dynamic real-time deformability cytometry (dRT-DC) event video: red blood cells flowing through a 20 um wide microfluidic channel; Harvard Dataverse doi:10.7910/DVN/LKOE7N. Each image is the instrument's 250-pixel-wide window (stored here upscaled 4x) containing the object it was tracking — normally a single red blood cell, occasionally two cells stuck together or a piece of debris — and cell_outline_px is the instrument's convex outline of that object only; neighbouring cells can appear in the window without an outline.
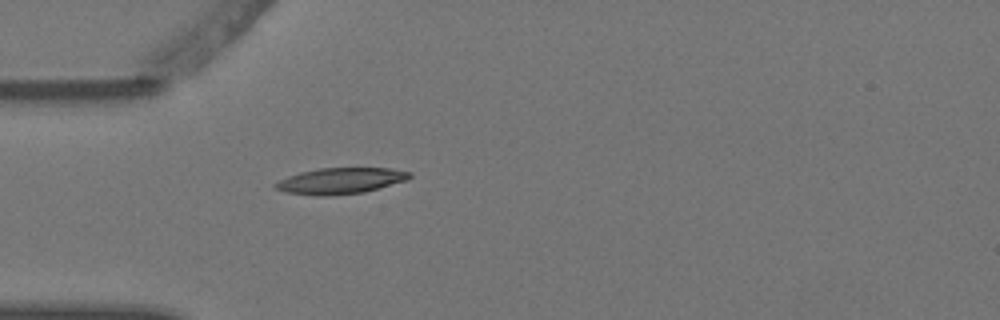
{"species": "Egyptian fruit bat (a non-hibernating species)", "species_latin": "Rousettus aegyptiacus", "temperature_condition": "warm", "stored_images_in_passage": 4, "camera_frame_rate_fps": 3000, "um_per_image_px": 0.085, "animal": {"sex": "female"}, "frame": {"image": 1, "passage_image": 4, "time_ms": 1.0, "image_size_px": [1000, 320], "cell_outline_px": [[412, 176], [408, 180], [364, 192], [324, 196], [316, 196], [288, 192], [276, 188], [272, 184], [288, 176], [300, 172], [320, 168], [388, 168], [412, 172]], "centroid_in_image_um": [28.97, 15.36], "position_along_channel_um": 56.0, "area_um2": 20.29}}